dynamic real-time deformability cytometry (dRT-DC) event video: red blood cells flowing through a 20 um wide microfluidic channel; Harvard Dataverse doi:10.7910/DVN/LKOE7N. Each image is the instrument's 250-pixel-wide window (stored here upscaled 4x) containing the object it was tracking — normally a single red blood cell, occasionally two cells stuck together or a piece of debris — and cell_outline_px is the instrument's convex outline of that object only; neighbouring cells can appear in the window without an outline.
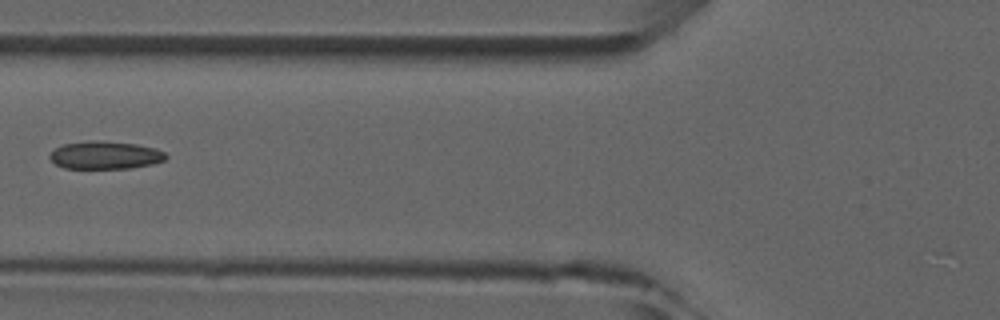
{"species": "common noctule bat (a hibernating species)", "species_latin": "Nyctalus noctula", "temperature_condition": "room temperature", "stored_images_in_passage": 4, "camera_frame_rate_fps": 3000, "um_per_image_px": 0.085, "animal": {"sex": "male", "forearm_length_mm": 52.5}, "frame": {"image": 1, "passage_image": 3, "time_ms": 2.333, "image_size_px": [1000, 320], "cell_outline_px": [[168, 156], [164, 160], [152, 164], [128, 168], [64, 168], [56, 164], [48, 156], [56, 148], [64, 144], [88, 140], [136, 144], [156, 148], [164, 152]], "centroid_in_image_um": [8.95, 13.19], "position_along_channel_um": 116.9, "area_um2": 18.61}}
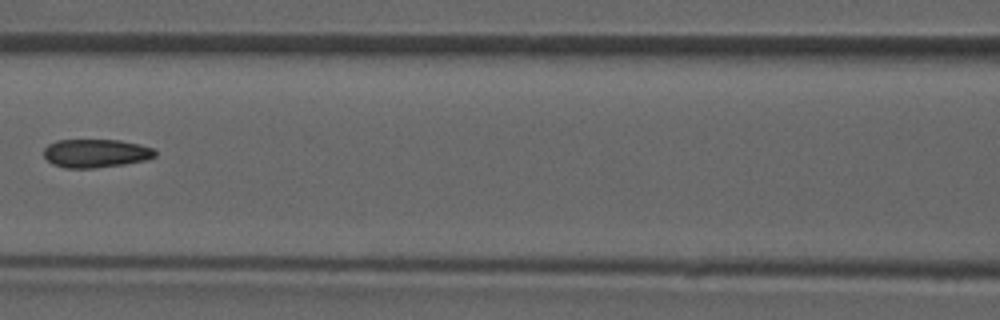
{"frame": {"image": 2, "passage_image": 4, "time_ms": 3.333, "image_size_px": [1000, 320], "cell_outline_px": [[156, 156], [148, 160], [124, 164], [96, 168], [64, 168], [52, 164], [44, 156], [44, 148], [48, 144], [56, 140], [120, 140], [140, 144], [152, 148], [156, 152]], "centroid_in_image_um": [8.15, 13.03], "position_along_channel_um": 158.5, "area_um2": 18.61}}